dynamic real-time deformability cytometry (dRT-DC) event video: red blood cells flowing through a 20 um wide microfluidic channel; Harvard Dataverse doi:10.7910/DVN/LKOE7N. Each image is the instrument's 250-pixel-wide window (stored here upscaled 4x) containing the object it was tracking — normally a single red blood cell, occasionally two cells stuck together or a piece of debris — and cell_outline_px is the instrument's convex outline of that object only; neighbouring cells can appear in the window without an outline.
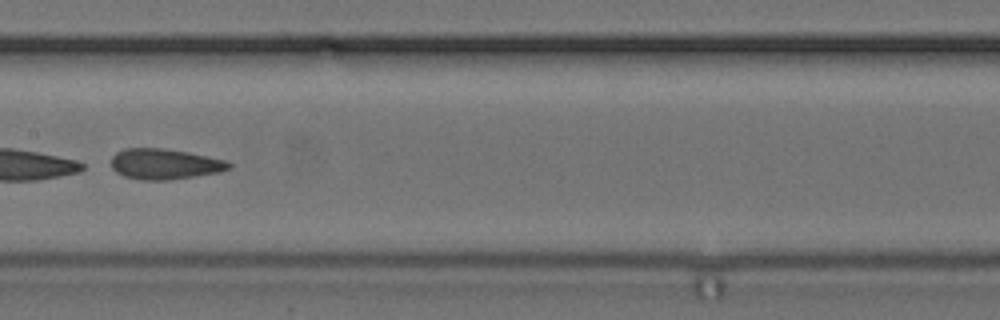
{"species": "common noctule bat (a hibernating species)", "species_latin": "Nyctalus noctula", "temperature_condition": "cold", "stored_images_in_passage": 8, "camera_frame_rate_fps": 3000, "um_per_image_px": 0.085, "animal": {"sex": "female", "body_mass_g": 24.6, "forearm_length_mm": 56.2}, "frame": {"image": 1, "passage_image": 7, "time_ms": 7.0, "image_size_px": [1000, 320], "cell_outline_px": [[232, 168], [220, 172], [196, 176], [168, 180], [144, 180], [124, 176], [116, 172], [112, 168], [112, 156], [116, 152], [124, 148], [164, 148], [188, 152], [228, 160], [232, 164]], "centroid_in_image_um": [14.03, 13.94], "position_along_channel_um": 193.4, "area_um2": 21.15}}
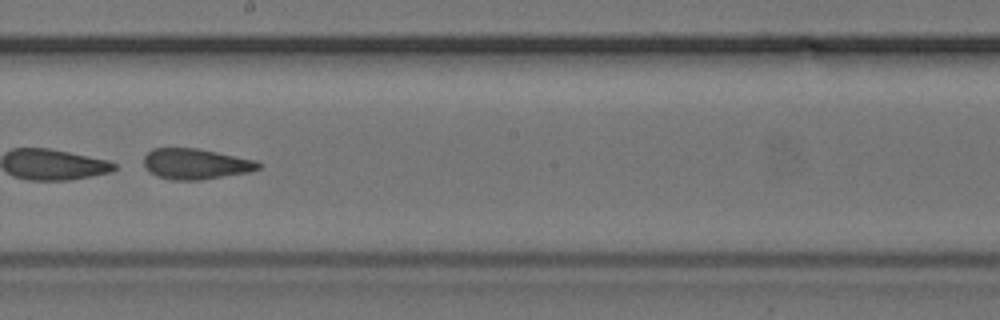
{"frame": {"image": 2, "passage_image": 8, "time_ms": 8.0, "image_size_px": [1000, 320], "cell_outline_px": [[264, 164], [260, 168], [248, 172], [200, 180], [172, 180], [156, 176], [144, 168], [144, 156], [152, 148], [196, 148], [256, 160]], "centroid_in_image_um": [16.62, 13.93], "position_along_channel_um": 231.6, "area_um2": 20.52}}